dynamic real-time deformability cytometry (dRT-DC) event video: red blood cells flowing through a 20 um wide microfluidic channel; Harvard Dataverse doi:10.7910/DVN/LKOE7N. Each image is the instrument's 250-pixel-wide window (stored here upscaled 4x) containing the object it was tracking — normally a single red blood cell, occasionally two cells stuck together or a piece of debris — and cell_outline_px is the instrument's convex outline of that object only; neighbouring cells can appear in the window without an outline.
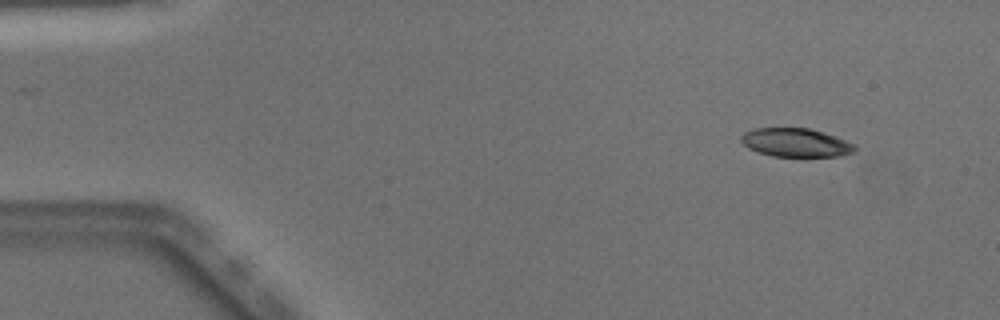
{"species": "Egyptian fruit bat (a non-hibernating species)", "species_latin": "Rousettus aegyptiacus", "temperature_condition": "warm", "stored_images_in_passage": 45, "camera_frame_rate_fps": 3000, "um_per_image_px": 0.085, "animal": {"sex": "male"}, "frame": {"image": 1, "passage_image": 1, "time_ms": 0.0, "image_size_px": [1000, 320], "cell_outline_px": [[860, 148], [856, 152], [840, 156], [772, 156], [748, 148], [740, 140], [740, 136], [744, 132], [756, 128], [812, 128], [856, 144]], "centroid_in_image_um": [67.7, 12.12], "position_along_channel_um": 17.3, "area_um2": 19.07}}
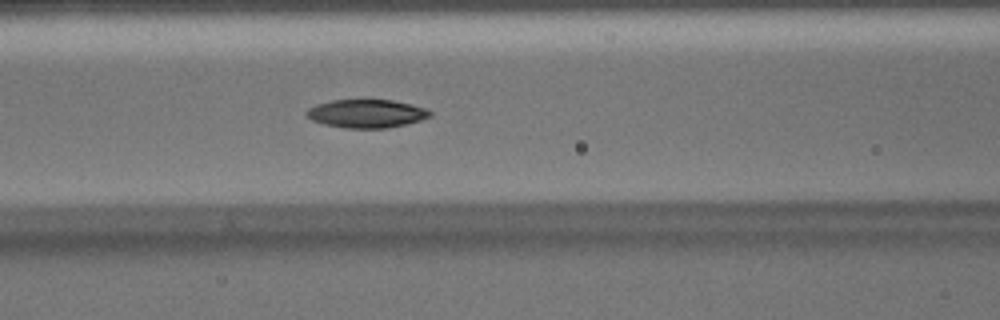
{"frame": {"image": 2, "passage_image": 17, "time_ms": 5.333, "image_size_px": [1000, 320], "cell_outline_px": [[432, 116], [420, 120], [388, 128], [344, 128], [324, 124], [312, 120], [304, 116], [304, 112], [308, 108], [316, 104], [332, 100], [368, 96], [392, 100], [412, 104], [424, 108], [432, 112]], "centroid_in_image_um": [31.1, 9.6], "position_along_channel_um": 135.5, "area_um2": 21.33}}
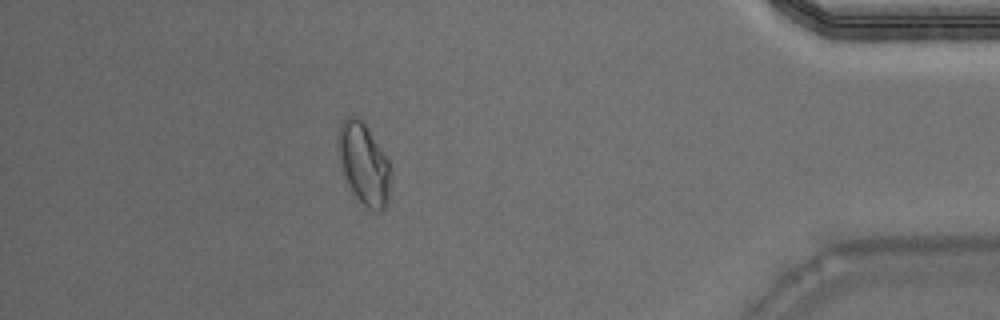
{"frame": {"image": 3, "passage_image": 40, "time_ms": 13.0, "image_size_px": [1000, 320], "cell_outline_px": [[388, 200], [384, 208], [380, 212], [376, 212], [368, 208], [352, 192], [344, 172], [340, 160], [336, 144], [336, 140], [340, 124], [344, 116], [356, 116], [364, 124], [388, 160]], "centroid_in_image_um": [30.87, 13.89], "position_along_channel_um": 404.3, "area_um2": 24.16}, "authors_computed_cell_mechanics": {"area_um2": 20.808, "velocity_mm_per_s": 4.0763, "shape_relaxation_time_tau1_ms": 6.9091, "shape_relaxation_time_tau2_ms": null, "deformation_change_tau1": 0.1811, "deformation_change_tau2": null}}